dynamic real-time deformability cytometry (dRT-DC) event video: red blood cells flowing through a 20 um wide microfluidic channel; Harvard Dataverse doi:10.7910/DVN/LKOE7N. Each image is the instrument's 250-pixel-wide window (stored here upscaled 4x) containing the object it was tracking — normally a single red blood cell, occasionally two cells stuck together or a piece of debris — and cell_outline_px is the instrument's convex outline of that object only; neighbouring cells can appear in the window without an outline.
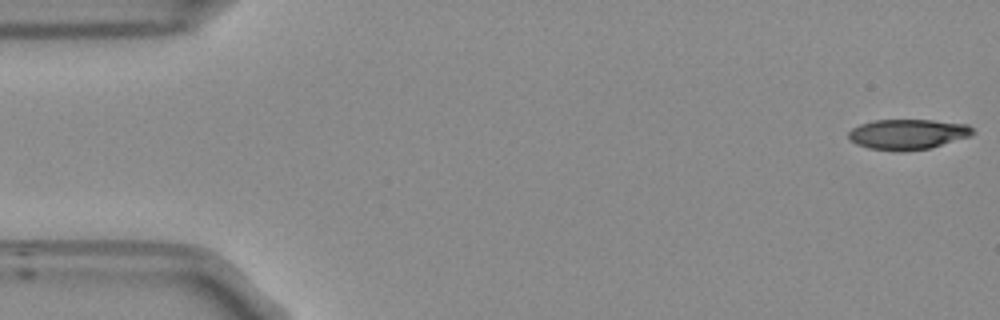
{"species": "Egyptian fruit bat (a non-hibernating species)", "species_latin": "Rousettus aegyptiacus", "temperature_condition": "room temperature", "stored_images_in_passage": 16, "camera_frame_rate_fps": 3000, "um_per_image_px": 0.085, "frame": {"image": 1, "passage_image": 1, "time_ms": 0.0, "image_size_px": [1000, 320], "cell_outline_px": [[976, 132], [972, 136], [928, 148], [904, 152], [896, 152], [868, 148], [856, 144], [848, 140], [848, 132], [852, 128], [860, 124], [872, 120], [932, 120], [968, 124]], "centroid_in_image_um": [77.14, 11.42], "position_along_channel_um": 7.9, "area_um2": 22.25}}
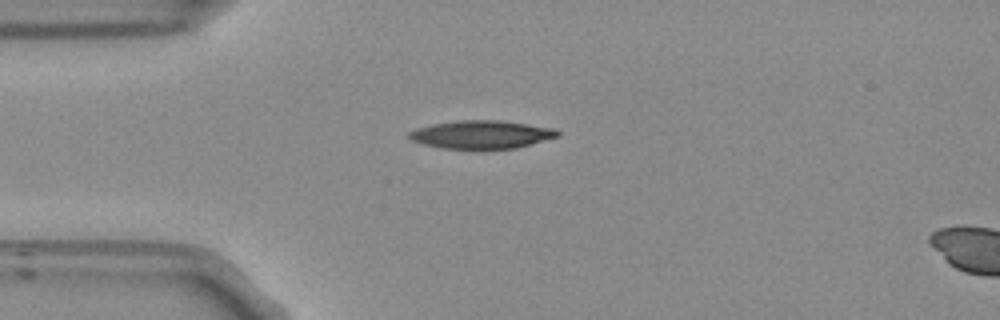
{"frame": {"image": 2, "passage_image": 13, "time_ms": 4.0, "image_size_px": [1000, 320], "cell_outline_px": [[560, 136], [516, 148], [476, 152], [440, 148], [424, 144], [412, 140], [408, 136], [408, 132], [416, 128], [432, 124], [460, 120], [500, 120], [552, 128], [560, 132]], "centroid_in_image_um": [40.9, 11.48], "position_along_channel_um": 44.1, "area_um2": 25.14}}